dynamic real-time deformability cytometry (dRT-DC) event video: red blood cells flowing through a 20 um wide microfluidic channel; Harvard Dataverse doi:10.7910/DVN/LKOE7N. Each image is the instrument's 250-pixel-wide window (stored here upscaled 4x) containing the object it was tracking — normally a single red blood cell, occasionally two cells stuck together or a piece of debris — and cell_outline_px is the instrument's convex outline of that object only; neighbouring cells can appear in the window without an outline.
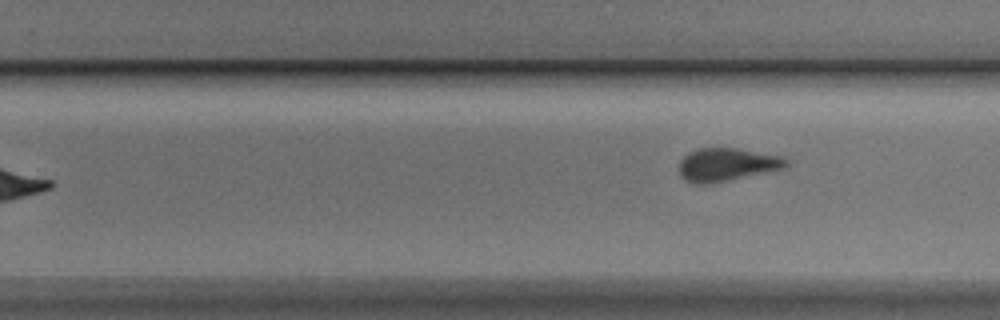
{"species": "Egyptian fruit bat (a non-hibernating species)", "species_latin": "Rousettus aegyptiacus", "temperature_condition": "cold", "stored_images_in_passage": 10, "camera_frame_rate_fps": 3000, "um_per_image_px": 0.085, "animal": {"sex": "male"}, "frame": {"image": 1, "passage_image": 10, "time_ms": 11.333, "image_size_px": [1000, 320], "cell_outline_px": [[788, 168], [708, 184], [696, 184], [684, 180], [680, 176], [680, 160], [688, 152], [700, 148], [736, 148], [780, 156], [788, 160]], "centroid_in_image_um": [61.78, 14.0], "position_along_channel_um": 268.0, "area_um2": 20.63}}